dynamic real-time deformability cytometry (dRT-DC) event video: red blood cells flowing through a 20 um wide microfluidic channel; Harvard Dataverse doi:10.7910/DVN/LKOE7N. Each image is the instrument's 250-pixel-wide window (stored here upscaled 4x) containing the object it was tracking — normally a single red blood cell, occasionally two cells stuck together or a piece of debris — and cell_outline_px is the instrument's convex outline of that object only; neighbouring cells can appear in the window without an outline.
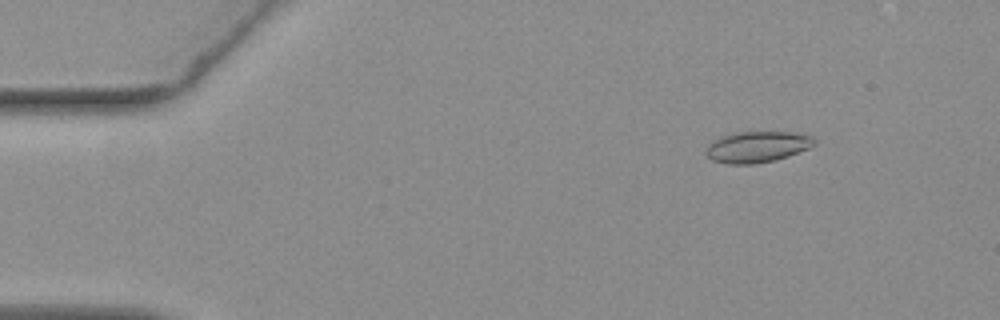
{"species": "common noctule bat (a hibernating species)", "species_latin": "Nyctalus noctula", "temperature_condition": "warm", "stored_images_in_passage": 55, "camera_frame_rate_fps": 3000, "um_per_image_px": 0.085, "animal": {"sex": "female", "body_mass_g": 19.3, "forearm_length_mm": 54.1}, "frame": {"image": 1, "passage_image": 7, "time_ms": 2.0, "image_size_px": [1000, 320], "cell_outline_px": [[816, 144], [808, 148], [788, 156], [756, 164], [728, 164], [712, 160], [704, 152], [708, 144], [712, 140], [720, 136], [732, 132], [792, 132], [812, 136], [816, 140]], "centroid_in_image_um": [64.32, 12.47], "position_along_channel_um": 20.7, "area_um2": 19.77}}
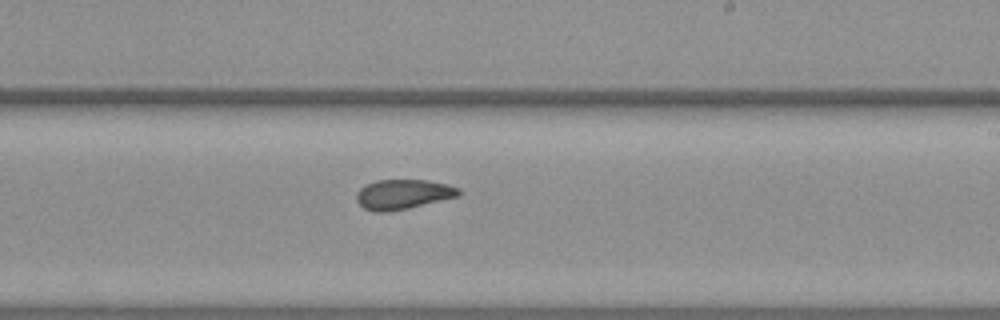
{"frame": {"image": 2, "passage_image": 33, "time_ms": 10.667, "image_size_px": [1000, 320], "cell_outline_px": [[460, 196], [408, 208], [388, 212], [376, 212], [364, 208], [356, 200], [356, 192], [364, 184], [376, 180], [428, 180], [448, 184], [460, 188]], "centroid_in_image_um": [34.25, 16.51], "position_along_channel_um": 254.7, "area_um2": 17.92}}
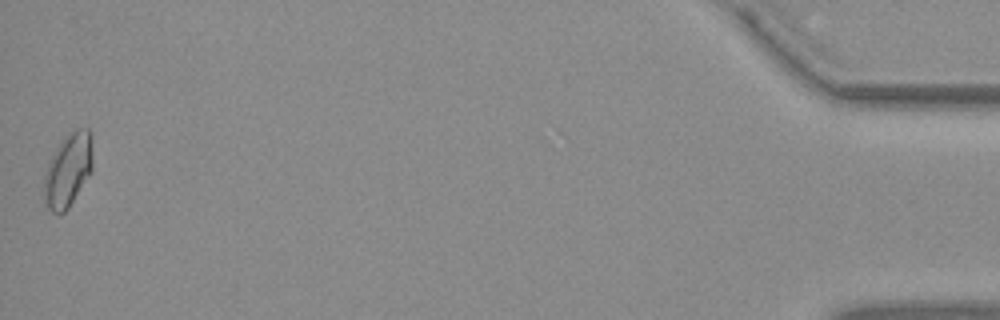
{"frame": {"image": 3, "passage_image": 55, "time_ms": 18.0, "image_size_px": [1000, 320], "cell_outline_px": [[92, 172], [68, 208], [64, 212], [52, 212], [44, 204], [44, 176], [48, 164], [60, 140], [64, 136], [76, 128], [88, 128], [92, 132]], "centroid_in_image_um": [5.8, 14.42], "position_along_channel_um": 429.4, "area_um2": 21.04}, "authors_computed_cell_mechanics": {"area_um2": 18.3804, "velocity_mm_per_s": 3.7371, "shape_relaxation_time_tau1_ms": null, "shape_relaxation_time_tau2_ms": 2.3778, "deformation_change_tau1": null, "deformation_change_tau2": 0.0877}}